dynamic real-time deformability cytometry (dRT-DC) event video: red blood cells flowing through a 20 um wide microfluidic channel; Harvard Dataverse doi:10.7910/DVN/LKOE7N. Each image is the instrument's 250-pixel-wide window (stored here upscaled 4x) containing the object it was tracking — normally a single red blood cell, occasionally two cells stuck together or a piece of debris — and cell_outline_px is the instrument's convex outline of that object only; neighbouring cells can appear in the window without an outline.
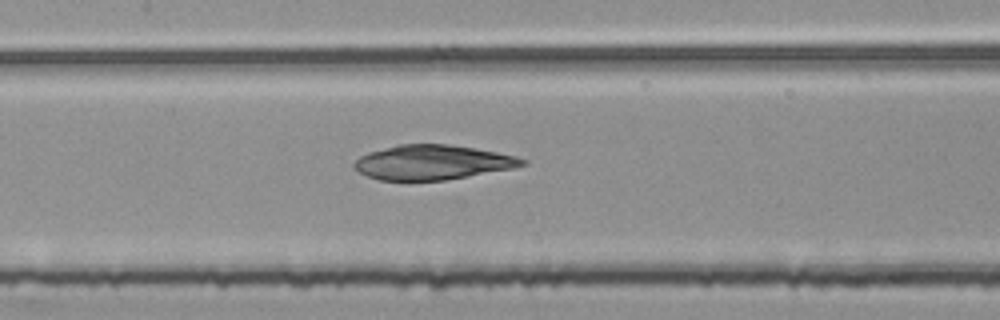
{"species": "common noctule bat (a hibernating species)", "species_latin": "Nyctalus noctula", "temperature_condition": "room temperature", "stored_images_in_passage": 38, "camera_frame_rate_fps": 3000, "um_per_image_px": 0.085, "animal": {"sex": "female", "body_mass_g": 25.1}, "frame": {"image": 1, "passage_image": 10, "time_ms": 3.0, "image_size_px": [1000, 320], "cell_outline_px": [[528, 164], [512, 168], [468, 176], [444, 180], [380, 180], [368, 176], [360, 172], [352, 164], [360, 156], [368, 152], [400, 144], [448, 144], [476, 148], [516, 156], [528, 160]], "centroid_in_image_um": [36.78, 13.79], "position_along_channel_um": 170.6, "area_um2": 33.7}}
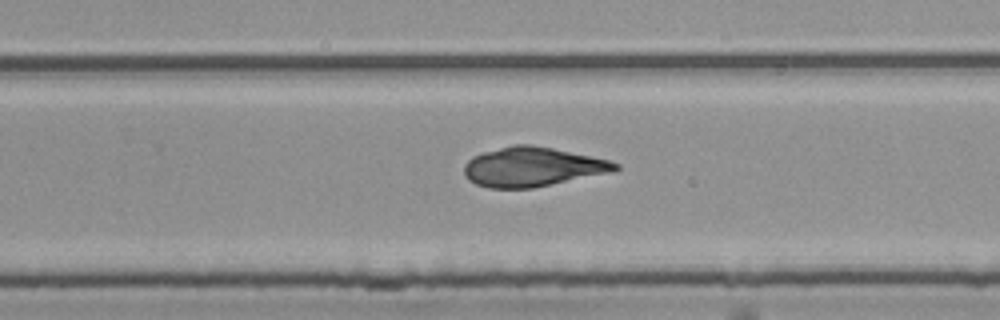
{"frame": {"image": 2, "passage_image": 19, "time_ms": 6.0, "image_size_px": [1000, 320], "cell_outline_px": [[620, 168], [608, 172], [532, 188], [488, 188], [476, 184], [468, 180], [464, 176], [464, 164], [472, 156], [484, 152], [512, 144], [532, 144], [552, 148], [608, 160], [620, 164]], "centroid_in_image_um": [45.18, 14.18], "position_along_channel_um": 284.6, "area_um2": 34.33}}
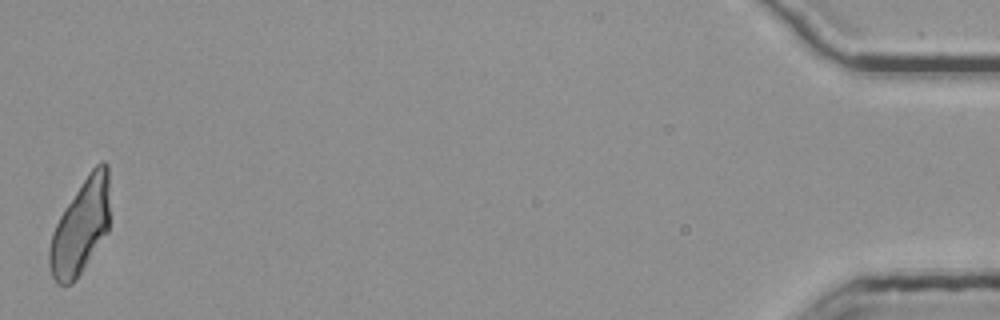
{"frame": {"image": 3, "passage_image": 38, "time_ms": 12.333, "image_size_px": [1000, 320], "cell_outline_px": [[108, 232], [76, 280], [72, 284], [56, 284], [52, 276], [48, 264], [48, 248], [52, 232], [64, 208], [92, 168], [100, 160], [104, 160], [108, 164]], "centroid_in_image_um": [6.83, 19.3], "position_along_channel_um": 428.4, "area_um2": 33.23}}